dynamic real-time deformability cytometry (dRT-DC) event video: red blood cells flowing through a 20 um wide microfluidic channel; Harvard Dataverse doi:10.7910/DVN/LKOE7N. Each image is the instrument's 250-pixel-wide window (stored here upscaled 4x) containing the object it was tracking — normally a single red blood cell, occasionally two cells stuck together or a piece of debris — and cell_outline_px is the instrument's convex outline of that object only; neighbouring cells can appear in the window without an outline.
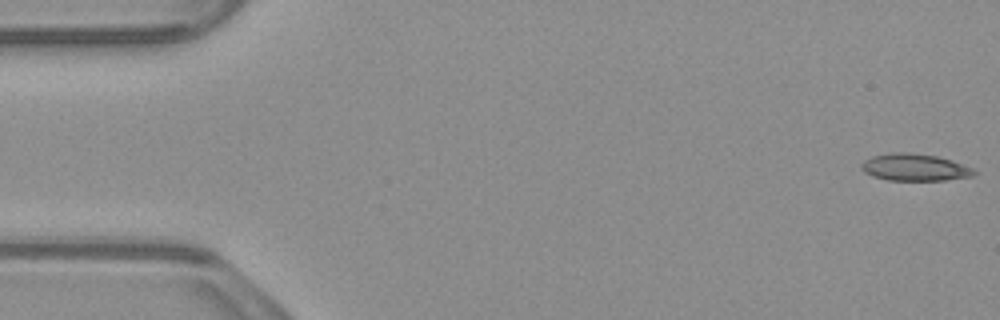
{"species": "common noctule bat (a hibernating species)", "species_latin": "Nyctalus noctula", "temperature_condition": "warm", "stored_images_in_passage": 53, "camera_frame_rate_fps": 3000, "um_per_image_px": 0.085, "animal": {"sex": "male", "body_mass_g": 23.1, "forearm_length_mm": 52.7}, "frame": {"image": 1, "passage_image": 1, "time_ms": 0.0, "image_size_px": [1000, 320], "cell_outline_px": [[980, 172], [972, 176], [944, 180], [888, 180], [872, 176], [864, 172], [860, 168], [860, 164], [864, 160], [872, 156], [888, 152], [908, 152], [936, 156], [952, 160], [972, 168]], "centroid_in_image_um": [77.72, 14.22], "position_along_channel_um": 7.3, "area_um2": 17.92}}
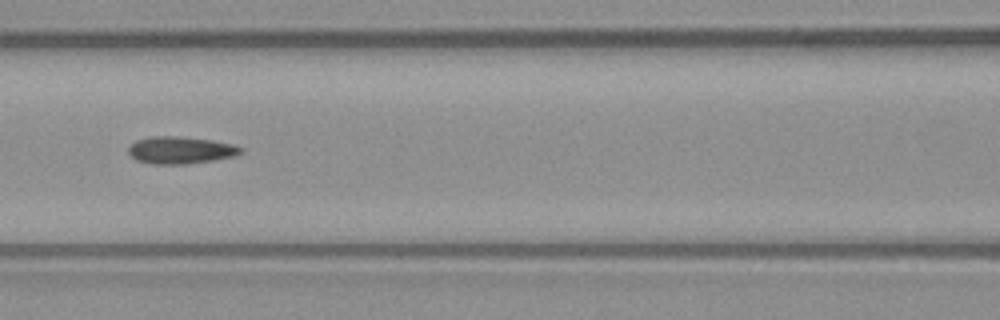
{"frame": {"image": 2, "passage_image": 23, "time_ms": 7.333, "image_size_px": [1000, 320], "cell_outline_px": [[244, 152], [236, 156], [212, 160], [184, 164], [152, 164], [136, 160], [128, 152], [128, 148], [136, 140], [148, 136], [176, 136], [212, 140], [232, 144], [244, 148]], "centroid_in_image_um": [15.36, 12.76], "position_along_channel_um": 151.2, "area_um2": 17.86}}
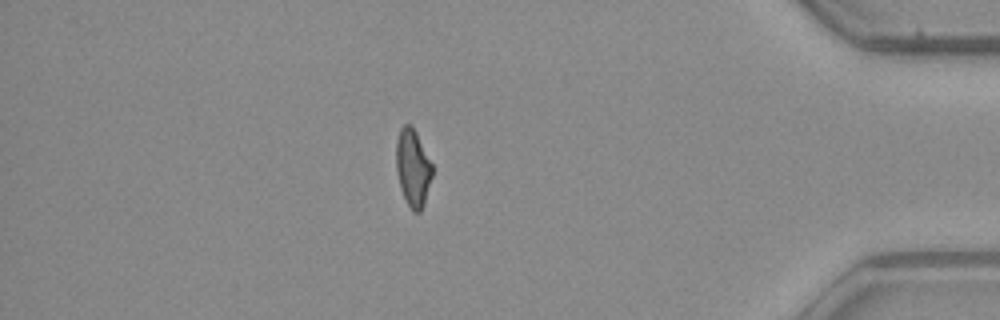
{"frame": {"image": 3, "passage_image": 46, "time_ms": 15.0, "image_size_px": [1000, 320], "cell_outline_px": [[432, 176], [424, 204], [420, 212], [412, 212], [400, 188], [396, 172], [396, 140], [400, 128], [404, 124], [412, 124], [432, 164]], "centroid_in_image_um": [35.08, 14.25], "position_along_channel_um": 400.1, "area_um2": 16.3}, "authors_computed_cell_mechanics": {"area_um2": 17.34, "velocity_mm_per_s": 3.8366, "shape_relaxation_time_tau1_ms": null, "shape_relaxation_time_tau2_ms": 2.6492, "deformation_change_tau1": null, "deformation_change_tau2": 0.0998}}